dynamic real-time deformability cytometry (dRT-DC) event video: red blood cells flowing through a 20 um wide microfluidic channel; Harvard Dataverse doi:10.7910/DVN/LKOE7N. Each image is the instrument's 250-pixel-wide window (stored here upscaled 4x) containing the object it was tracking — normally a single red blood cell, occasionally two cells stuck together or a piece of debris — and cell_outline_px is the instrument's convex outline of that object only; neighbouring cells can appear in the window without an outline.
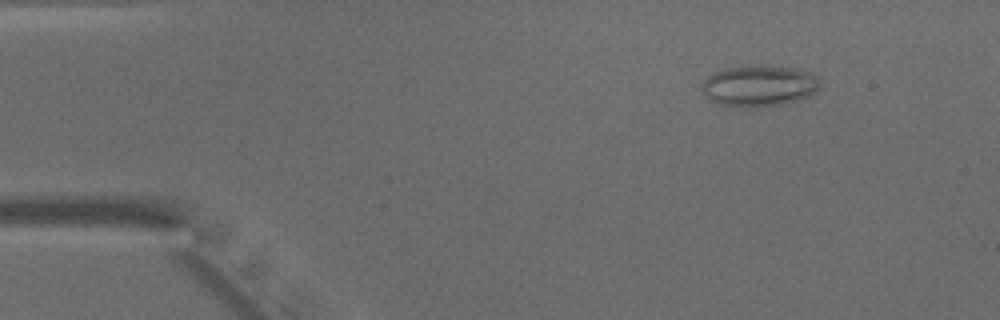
{"species": "common noctule bat (a hibernating species)", "species_latin": "Nyctalus noctula", "temperature_condition": "warm", "stored_images_in_passage": 47, "camera_frame_rate_fps": 3000, "um_per_image_px": 0.085, "animal": {"sex": "male", "body_mass_g": 15.6}, "frame": {"image": 1, "passage_image": 6, "time_ms": 1.667, "image_size_px": [1000, 320], "cell_outline_px": [[820, 88], [808, 96], [796, 100], [780, 104], [748, 108], [720, 104], [712, 100], [700, 88], [704, 80], [708, 76], [724, 68], [752, 64], [764, 64], [792, 68], [812, 72], [820, 80]], "centroid_in_image_um": [64.54, 7.26], "position_along_channel_um": 20.5, "area_um2": 28.5}}
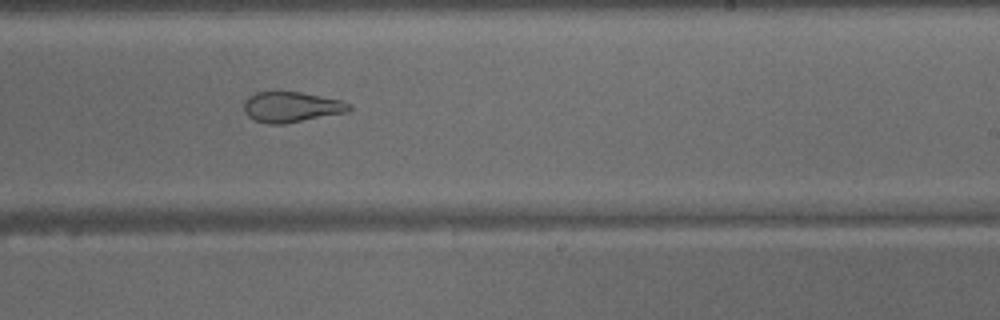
{"frame": {"image": 2, "passage_image": 29, "time_ms": 9.333, "image_size_px": [1000, 320], "cell_outline_px": [[352, 108], [348, 112], [284, 124], [268, 124], [252, 120], [244, 112], [244, 104], [248, 96], [256, 92], [300, 92], [340, 100], [348, 104]], "centroid_in_image_um": [24.73, 9.11], "position_along_channel_um": 264.3, "area_um2": 18.61}}
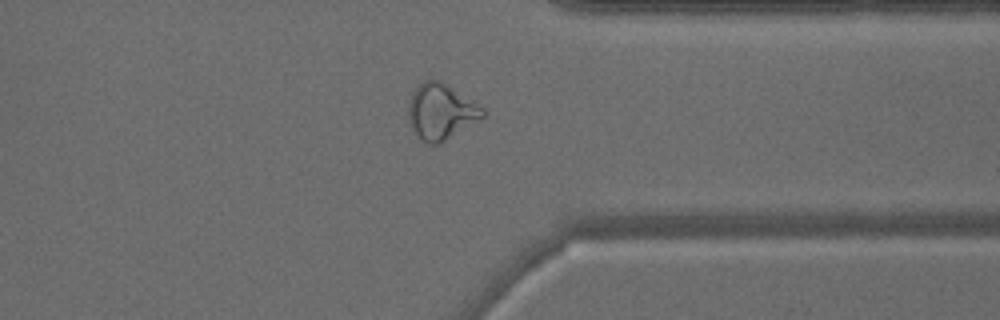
{"frame": {"image": 3, "passage_image": 37, "time_ms": 12.0, "image_size_px": [1000, 320], "cell_outline_px": [[488, 112], [484, 116], [444, 140], [436, 144], [428, 144], [412, 128], [408, 120], [408, 104], [412, 92], [424, 80], [440, 80], [472, 100], [484, 108]], "centroid_in_image_um": [37.47, 9.45], "position_along_channel_um": 373.9, "area_um2": 23.58}}